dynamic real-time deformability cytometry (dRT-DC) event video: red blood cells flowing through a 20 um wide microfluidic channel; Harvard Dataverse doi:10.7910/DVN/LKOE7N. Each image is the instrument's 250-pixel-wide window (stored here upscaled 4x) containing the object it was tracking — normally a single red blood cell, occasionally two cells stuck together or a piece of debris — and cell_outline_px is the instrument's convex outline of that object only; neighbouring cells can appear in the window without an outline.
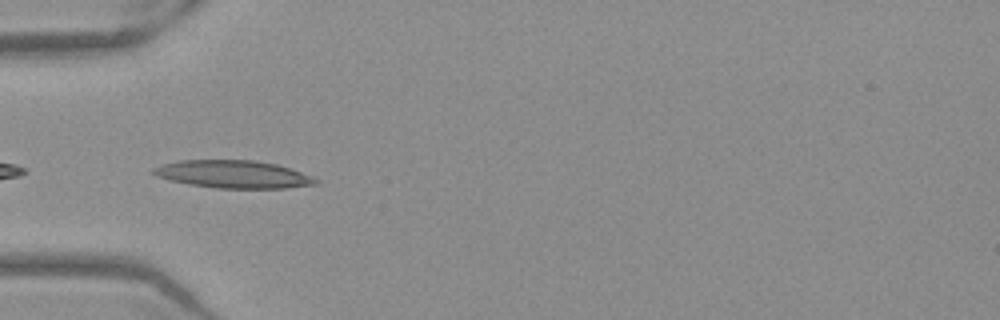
{"species": "Egyptian fruit bat (a non-hibernating species)", "species_latin": "Rousettus aegyptiacus", "temperature_condition": "warm", "stored_images_in_passage": 51, "camera_frame_rate_fps": 3000, "um_per_image_px": 0.085, "frame": {"image": 1, "passage_image": 17, "time_ms": 5.333, "image_size_px": [1000, 320], "cell_outline_px": [[320, 184], [284, 188], [216, 188], [192, 184], [172, 180], [156, 176], [152, 172], [152, 168], [160, 164], [180, 160], [252, 160], [276, 164], [312, 176], [320, 180]], "centroid_in_image_um": [19.84, 14.81], "position_along_channel_um": 65.2, "area_um2": 26.07}}
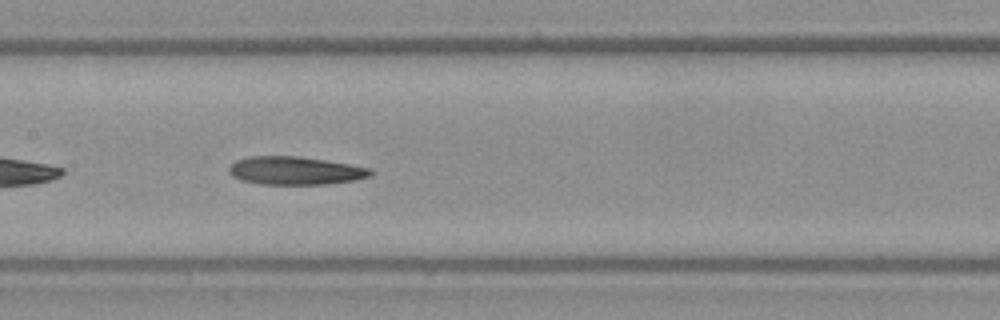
{"frame": {"image": 2, "passage_image": 26, "time_ms": 8.333, "image_size_px": [1000, 320], "cell_outline_px": [[372, 176], [356, 180], [328, 184], [260, 184], [240, 180], [232, 176], [228, 172], [228, 168], [236, 160], [248, 156], [300, 156], [372, 168]], "centroid_in_image_um": [25.09, 14.51], "position_along_channel_um": 182.3, "area_um2": 23.35}}
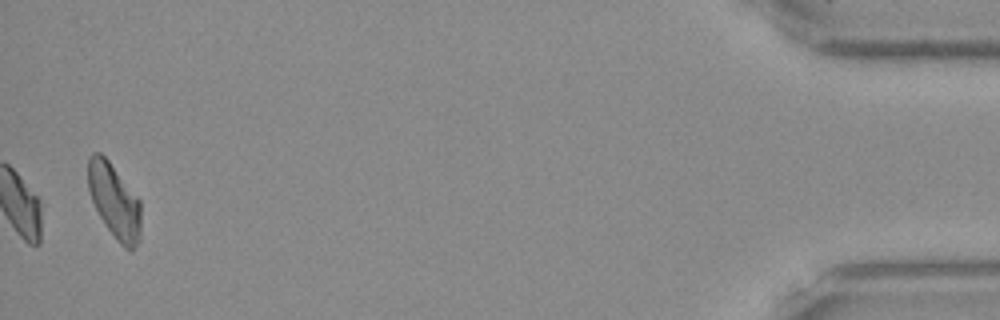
{"frame": {"image": 3, "passage_image": 51, "time_ms": 16.667, "image_size_px": [1000, 320], "cell_outline_px": [[140, 240], [132, 252], [124, 248], [116, 240], [104, 224], [92, 200], [88, 188], [88, 156], [92, 152], [100, 152], [108, 160], [140, 200]], "centroid_in_image_um": [9.72, 17.11], "position_along_channel_um": 425.5, "area_um2": 23.0}, "authors_computed_cell_mechanics": {"area_um2": 23.5246, "velocity_mm_per_s": 3.9225, "shape_relaxation_time_tau1_ms": null, "shape_relaxation_time_tau2_ms": 7.2484, "deformation_change_tau1": null, "deformation_change_tau2": 0.1674}}